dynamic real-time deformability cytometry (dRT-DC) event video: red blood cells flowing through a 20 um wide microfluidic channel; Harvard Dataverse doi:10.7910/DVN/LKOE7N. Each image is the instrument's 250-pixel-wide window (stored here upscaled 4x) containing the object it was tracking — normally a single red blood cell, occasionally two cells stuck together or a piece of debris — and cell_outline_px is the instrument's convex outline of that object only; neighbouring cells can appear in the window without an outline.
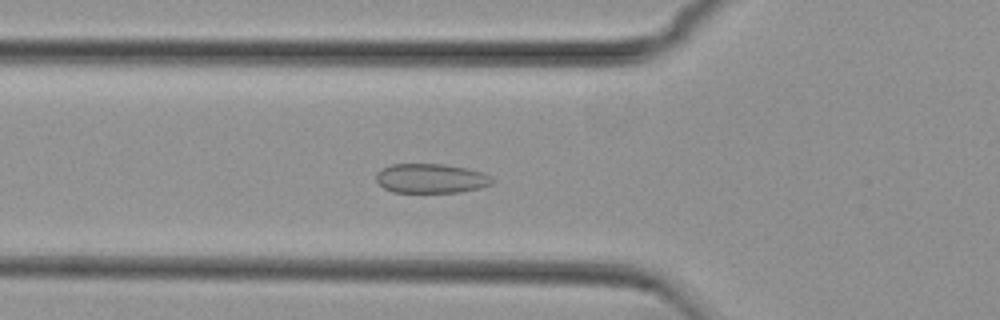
{"species": "common noctule bat (a hibernating species)", "species_latin": "Nyctalus noctula", "temperature_condition": "cold", "stored_images_in_passage": 56, "camera_frame_rate_fps": 3000, "um_per_image_px": 0.085, "animal": {"sex": "female", "body_mass_g": 29.2, "forearm_length_mm": 56.3}, "frame": {"image": 1, "passage_image": 19, "time_ms": 6.0, "image_size_px": [1000, 320], "cell_outline_px": [[492, 184], [480, 188], [460, 192], [392, 192], [384, 188], [376, 180], [376, 172], [380, 168], [392, 164], [444, 164], [468, 168], [484, 172], [492, 180]], "centroid_in_image_um": [36.61, 15.16], "position_along_channel_um": 89.2, "area_um2": 20.0}}
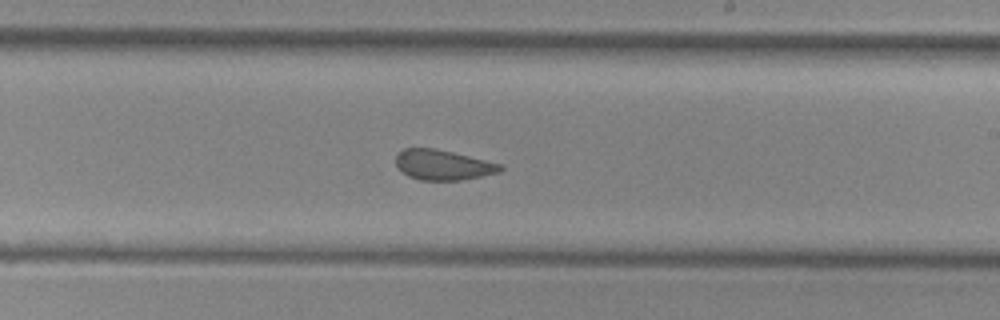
{"frame": {"image": 2, "passage_image": 32, "time_ms": 10.333, "image_size_px": [1000, 320], "cell_outline_px": [[504, 168], [500, 172], [464, 180], [420, 180], [408, 176], [396, 164], [396, 152], [404, 148], [436, 148], [504, 164]], "centroid_in_image_um": [37.69, 14.01], "position_along_channel_um": 251.3, "area_um2": 18.55}}
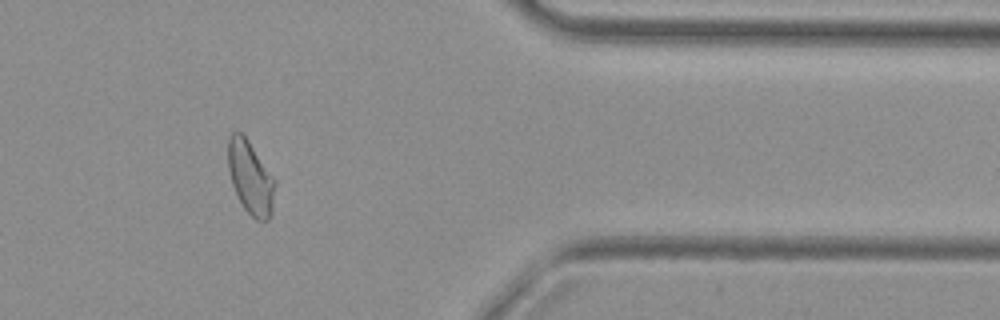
{"frame": {"image": 3, "passage_image": 45, "time_ms": 14.667, "image_size_px": [1000, 320], "cell_outline_px": [[276, 184], [272, 212], [268, 220], [256, 220], [244, 208], [236, 196], [232, 184], [228, 168], [228, 136], [232, 132], [240, 132], [248, 140], [276, 180]], "centroid_in_image_um": [21.29, 15.1], "position_along_channel_um": 390.1, "area_um2": 20.11}}